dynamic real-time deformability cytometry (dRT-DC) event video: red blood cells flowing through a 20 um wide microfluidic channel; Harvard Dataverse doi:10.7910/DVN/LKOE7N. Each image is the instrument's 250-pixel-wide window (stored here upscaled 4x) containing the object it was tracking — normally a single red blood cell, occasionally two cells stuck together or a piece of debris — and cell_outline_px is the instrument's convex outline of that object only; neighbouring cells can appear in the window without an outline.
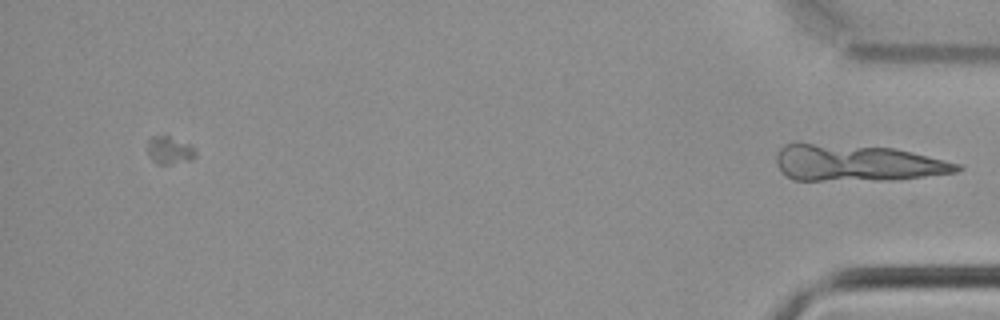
{"species": "common noctule bat (a hibernating species)", "species_latin": "Nyctalus noctula", "temperature_condition": "cold", "stored_images_in_passage": 49, "camera_frame_rate_fps": 3000, "um_per_image_px": 0.085, "animal": {"sex": "male", "body_mass_g": 21.5, "forearm_length_mm": 52.0}, "frame": {"image": 1, "passage_image": 49, "time_ms": 16.0, "image_size_px": [1000, 320], "cell_outline_px": [[964, 168], [956, 172], [892, 180], [792, 180], [780, 172], [776, 164], [776, 156], [780, 148], [784, 144], [796, 140], [896, 148], [960, 164]], "centroid_in_image_um": [72.73, 13.81], "position_along_channel_um": 362.5, "area_um2": 39.48}}